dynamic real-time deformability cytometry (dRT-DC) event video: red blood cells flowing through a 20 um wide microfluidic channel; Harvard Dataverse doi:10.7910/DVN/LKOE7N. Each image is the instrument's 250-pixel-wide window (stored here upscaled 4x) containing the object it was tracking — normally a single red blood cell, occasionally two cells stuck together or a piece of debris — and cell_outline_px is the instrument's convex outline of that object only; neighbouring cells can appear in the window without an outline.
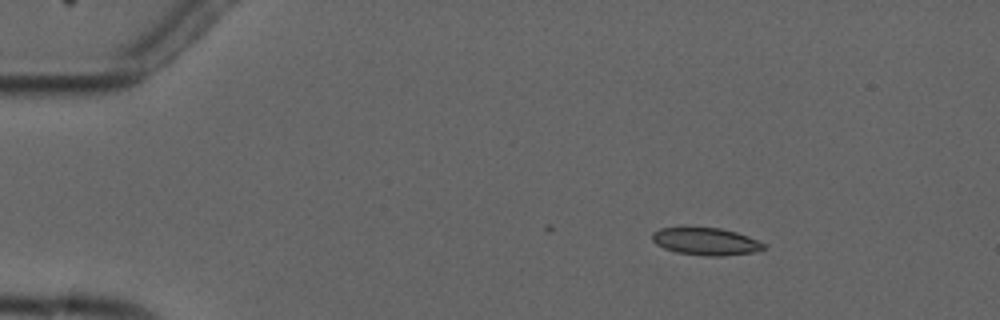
{"species": "common noctule bat (a hibernating species)", "species_latin": "Nyctalus noctula", "temperature_condition": "cold", "stored_images_in_passage": 5, "camera_frame_rate_fps": 3000, "um_per_image_px": 0.085, "animal": {"sex": "male", "forearm_length_mm": 52.5}, "frame": {"image": 1, "passage_image": 2, "time_ms": 1.333, "image_size_px": [1000, 320], "cell_outline_px": [[768, 248], [752, 252], [724, 256], [708, 256], [676, 252], [664, 248], [656, 244], [652, 240], [652, 232], [660, 228], [680, 224], [684, 224], [720, 228], [736, 232], [748, 236], [768, 244]], "centroid_in_image_um": [59.96, 20.47], "position_along_channel_um": 25.0, "area_um2": 18.73}}